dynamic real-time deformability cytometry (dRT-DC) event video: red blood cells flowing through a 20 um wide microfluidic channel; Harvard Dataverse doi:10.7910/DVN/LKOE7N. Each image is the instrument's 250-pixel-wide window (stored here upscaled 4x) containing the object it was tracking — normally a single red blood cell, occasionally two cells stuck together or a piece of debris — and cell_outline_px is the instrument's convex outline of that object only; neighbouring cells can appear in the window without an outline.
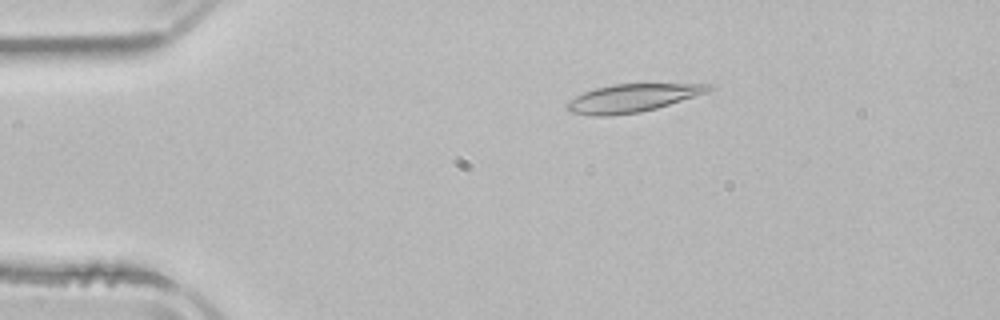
{"species": "common noctule bat (a hibernating species)", "species_latin": "Nyctalus noctula", "temperature_condition": "room temperature", "stored_images_in_passage": 4, "camera_frame_rate_fps": 3000, "um_per_image_px": 0.085, "animal": {"sex": "male", "body_mass_g": 21.5, "forearm_length_mm": 52.0}, "frame": {"image": 1, "passage_image": 3, "time_ms": 3.0, "image_size_px": [1000, 320], "cell_outline_px": [[716, 88], [708, 92], [656, 108], [640, 112], [608, 116], [592, 116], [568, 112], [564, 108], [564, 104], [568, 100], [584, 92], [596, 88], [612, 84], [712, 84]], "centroid_in_image_um": [53.69, 8.34], "position_along_channel_um": 31.3, "area_um2": 23.24}}